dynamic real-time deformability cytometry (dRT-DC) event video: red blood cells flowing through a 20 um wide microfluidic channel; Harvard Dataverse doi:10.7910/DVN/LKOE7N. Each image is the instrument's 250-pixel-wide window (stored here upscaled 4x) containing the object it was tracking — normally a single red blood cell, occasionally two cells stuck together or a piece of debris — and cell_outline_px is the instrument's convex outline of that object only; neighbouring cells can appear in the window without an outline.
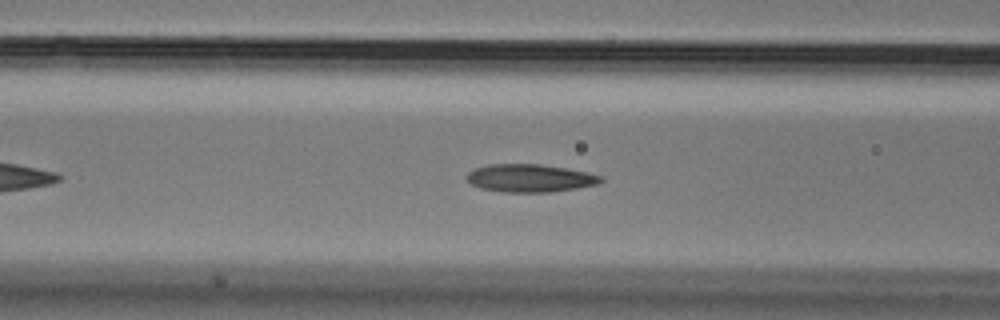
{"species": "Egyptian fruit bat (a non-hibernating species)", "species_latin": "Rousettus aegyptiacus", "temperature_condition": "cold", "stored_images_in_passage": 41, "camera_frame_rate_fps": 3000, "um_per_image_px": 0.085, "animal": {"sex": "male"}, "frame": {"image": 1, "passage_image": 13, "time_ms": 4.0, "image_size_px": [1000, 320], "cell_outline_px": [[604, 180], [596, 184], [576, 188], [548, 192], [500, 192], [480, 188], [464, 180], [464, 176], [468, 172], [476, 168], [488, 164], [540, 164], [564, 168], [604, 176]], "centroid_in_image_um": [44.98, 15.14], "position_along_channel_um": 121.6, "area_um2": 21.79}}
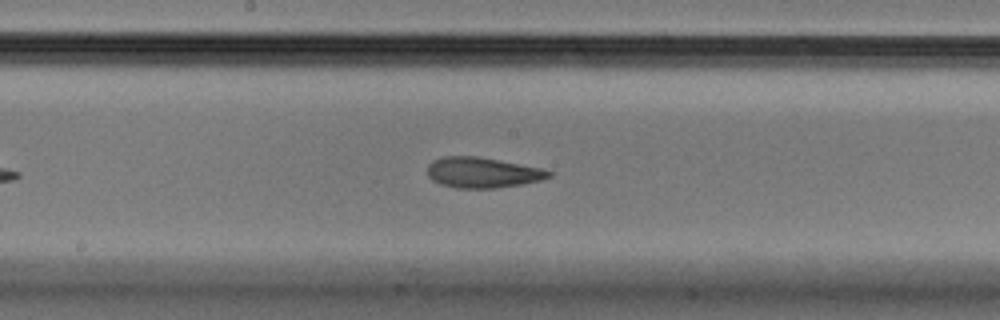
{"frame": {"image": 2, "passage_image": 20, "time_ms": 6.333, "image_size_px": [1000, 320], "cell_outline_px": [[552, 176], [540, 180], [524, 184], [496, 188], [456, 188], [440, 184], [432, 180], [428, 176], [428, 164], [432, 160], [444, 156], [476, 156], [540, 168], [552, 172]], "centroid_in_image_um": [40.98, 14.67], "position_along_channel_um": 207.2, "area_um2": 21.5}}
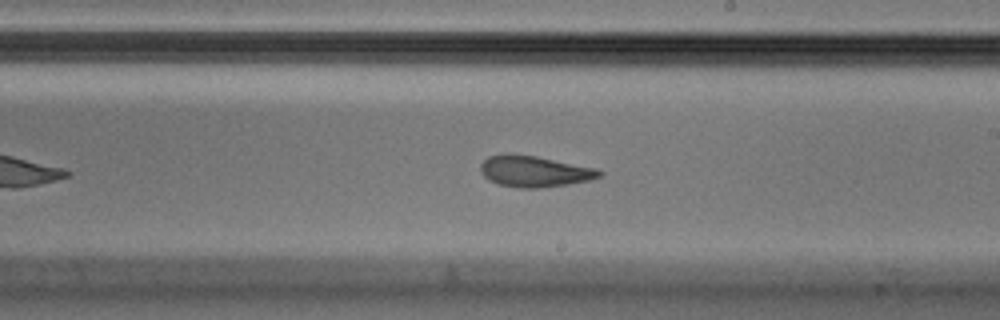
{"frame": {"image": 3, "passage_image": 23, "time_ms": 7.333, "image_size_px": [1000, 320], "cell_outline_px": [[604, 172], [600, 176], [592, 180], [568, 184], [540, 188], [516, 188], [496, 184], [488, 180], [480, 172], [480, 164], [488, 156], [504, 152], [508, 152], [536, 156], [596, 168]], "centroid_in_image_um": [45.38, 14.56], "position_along_channel_um": 243.6, "area_um2": 22.02}, "authors_computed_cell_mechanics": {"area_um2": 21.7906, "velocity_mm_per_s": 3.6565, "shape_relaxation_time_tau1_ms": 9.4779, "shape_relaxation_time_tau2_ms": 2.2041, "deformation_change_tau1": 0.249, "deformation_change_tau2": 0.0961}}